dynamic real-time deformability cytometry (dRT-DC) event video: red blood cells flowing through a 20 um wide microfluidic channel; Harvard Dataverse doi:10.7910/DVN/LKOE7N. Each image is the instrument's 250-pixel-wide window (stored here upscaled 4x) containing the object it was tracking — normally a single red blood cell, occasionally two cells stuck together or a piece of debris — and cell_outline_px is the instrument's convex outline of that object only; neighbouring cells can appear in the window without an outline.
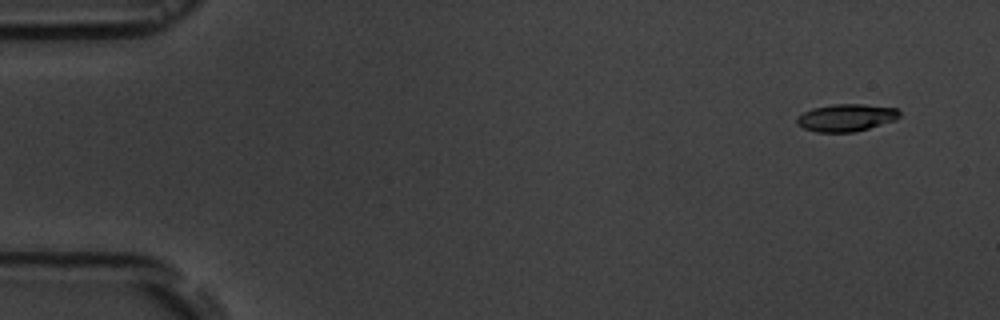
{"species": "common noctule bat (a hibernating species)", "species_latin": "Nyctalus noctula", "temperature_condition": "room temperature", "stored_images_in_passage": 4, "camera_frame_rate_fps": 3000, "um_per_image_px": 0.085, "animal": {"sex": "male", "body_mass_g": 19.5, "forearm_length_mm": 54.6}, "frame": {"image": 1, "passage_image": 1, "time_ms": 0.0, "image_size_px": [1000, 320], "cell_outline_px": [[900, 116], [896, 120], [856, 132], [816, 132], [804, 128], [796, 124], [796, 116], [812, 108], [832, 104], [860, 104], [896, 108], [900, 112]], "centroid_in_image_um": [71.91, 10.0], "position_along_channel_um": 13.1, "area_um2": 16.47}}
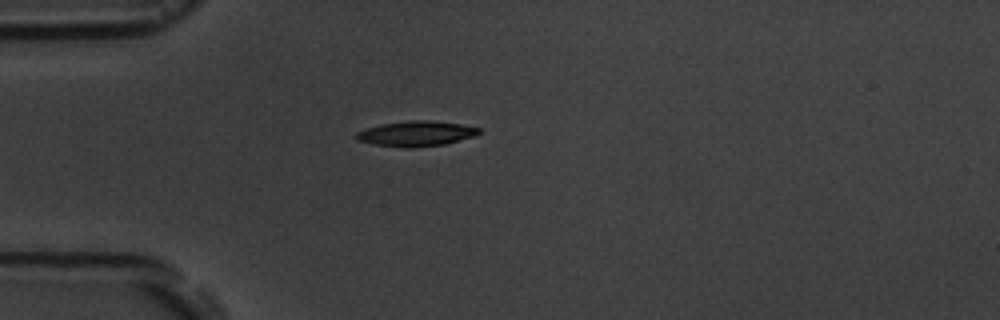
{"frame": {"image": 2, "passage_image": 4, "time_ms": 4.0, "image_size_px": [1000, 320], "cell_outline_px": [[480, 132], [476, 136], [444, 144], [412, 148], [404, 148], [372, 144], [356, 140], [356, 132], [380, 124], [412, 120], [432, 120], [460, 124], [480, 128]], "centroid_in_image_um": [35.37, 11.36], "position_along_channel_um": 49.6, "area_um2": 18.09}}